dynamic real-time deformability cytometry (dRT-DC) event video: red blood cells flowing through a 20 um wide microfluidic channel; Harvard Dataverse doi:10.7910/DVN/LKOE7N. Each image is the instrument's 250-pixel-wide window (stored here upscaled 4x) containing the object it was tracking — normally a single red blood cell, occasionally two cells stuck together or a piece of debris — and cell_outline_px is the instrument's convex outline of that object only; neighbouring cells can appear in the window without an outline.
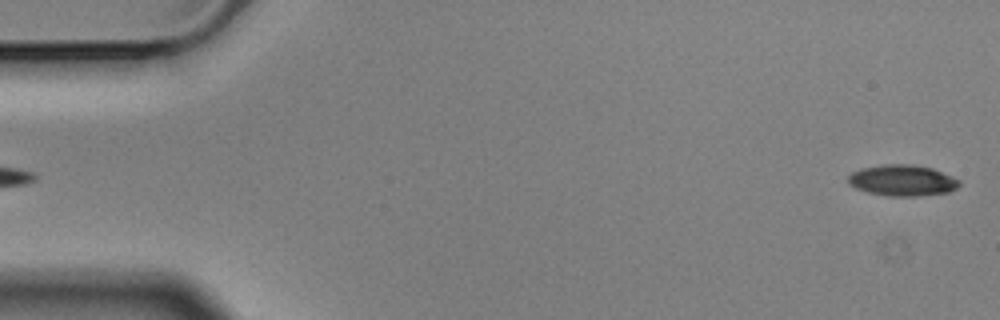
{"species": "Egyptian fruit bat (a non-hibernating species)", "species_latin": "Rousettus aegyptiacus", "temperature_condition": "cold", "stored_images_in_passage": 5, "segment_of_instrument_passage": [2, 2], "camera_frame_rate_fps": 3000, "um_per_image_px": 0.085, "animal": {"sex": "male"}, "frame": {"image": 1, "passage_image": 5, "time_ms": 1.333, "image_size_px": [1000, 320], "cell_outline_px": [[960, 184], [956, 188], [948, 192], [920, 196], [888, 196], [868, 192], [856, 188], [848, 184], [848, 176], [852, 172], [860, 168], [884, 164], [912, 164], [932, 168], [952, 176], [960, 180]], "centroid_in_image_um": [76.69, 15.33], "position_along_channel_um": 8.3, "area_um2": 20.23}}